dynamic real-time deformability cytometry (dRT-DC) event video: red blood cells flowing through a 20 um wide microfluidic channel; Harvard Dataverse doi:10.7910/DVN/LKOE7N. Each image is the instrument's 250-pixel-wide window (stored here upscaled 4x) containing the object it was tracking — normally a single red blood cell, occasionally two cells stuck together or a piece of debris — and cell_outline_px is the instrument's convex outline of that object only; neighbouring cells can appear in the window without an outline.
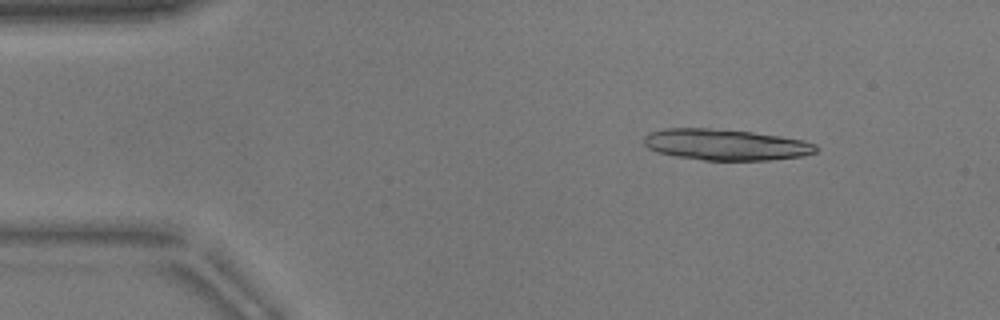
{"species": "common noctule bat (a hibernating species)", "species_latin": "Nyctalus noctula", "temperature_condition": "warm", "stored_images_in_passage": 12, "camera_frame_rate_fps": 3000, "um_per_image_px": 0.085, "animal": {"sex": "male", "body_mass_g": 17.9}, "frame": {"image": 1, "passage_image": 6, "time_ms": 1.667, "image_size_px": [1000, 320], "cell_outline_px": [[820, 148], [816, 152], [804, 156], [768, 160], [704, 160], [676, 156], [656, 152], [648, 148], [644, 144], [644, 136], [648, 132], [664, 128], [708, 128], [752, 132], [780, 136], [804, 140], [816, 144]], "centroid_in_image_um": [61.69, 12.29], "position_along_channel_um": 23.3, "area_um2": 31.39}}